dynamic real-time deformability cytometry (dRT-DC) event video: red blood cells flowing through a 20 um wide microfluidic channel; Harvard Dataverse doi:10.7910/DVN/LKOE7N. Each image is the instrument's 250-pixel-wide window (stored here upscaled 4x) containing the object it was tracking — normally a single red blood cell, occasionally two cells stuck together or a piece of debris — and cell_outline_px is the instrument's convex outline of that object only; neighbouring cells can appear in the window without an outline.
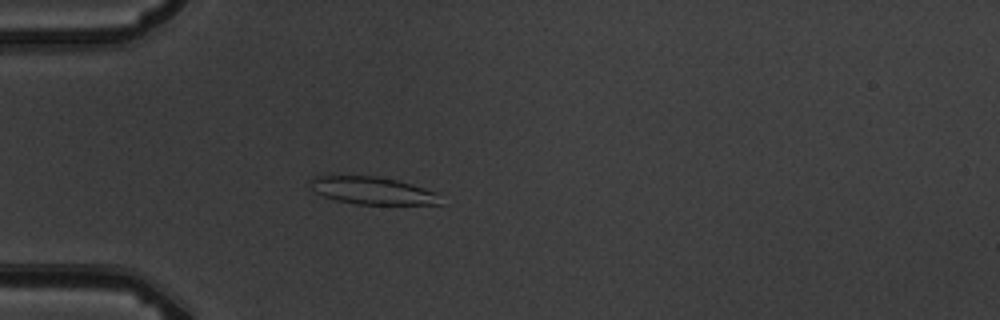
{"species": "common noctule bat (a hibernating species)", "species_latin": "Nyctalus noctula", "temperature_condition": "warm", "stored_images_in_passage": 3, "camera_frame_rate_fps": 3000, "um_per_image_px": 0.085, "animal": {"sex": "male", "body_mass_g": 19.5, "forearm_length_mm": 54.6}, "frame": {"image": 1, "passage_image": 1, "time_ms": 0.0, "image_size_px": [1000, 320], "cell_outline_px": [[444, 204], [356, 204], [336, 200], [324, 196], [316, 192], [312, 188], [308, 180], [312, 176], [376, 176], [396, 180], [412, 184], [436, 192]], "centroid_in_image_um": [31.65, 16.2], "position_along_channel_um": 53.3, "area_um2": 20.75}}